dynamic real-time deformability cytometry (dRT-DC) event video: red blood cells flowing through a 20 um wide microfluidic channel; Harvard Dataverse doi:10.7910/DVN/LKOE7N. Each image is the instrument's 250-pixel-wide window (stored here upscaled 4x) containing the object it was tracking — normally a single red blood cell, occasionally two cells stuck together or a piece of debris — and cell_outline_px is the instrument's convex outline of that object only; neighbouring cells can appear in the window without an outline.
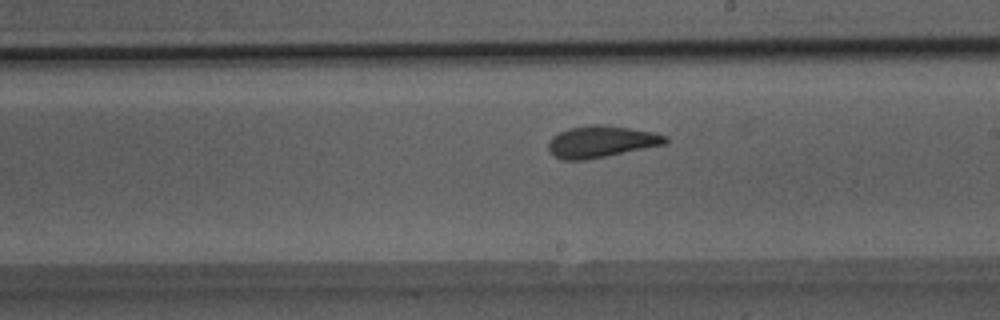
{"species": "Egyptian fruit bat (a non-hibernating species)", "species_latin": "Rousettus aegyptiacus", "temperature_condition": "room temperature", "stored_images_in_passage": 29, "camera_frame_rate_fps": 3000, "um_per_image_px": 0.085, "animal": {"sex": "male"}, "frame": {"image": 1, "passage_image": 13, "time_ms": 4.0, "image_size_px": [1000, 320], "cell_outline_px": [[668, 140], [664, 144], [588, 160], [560, 160], [548, 148], [548, 140], [552, 136], [568, 128], [592, 124], [604, 124], [656, 132], [668, 136]], "centroid_in_image_um": [51.1, 12.03], "position_along_channel_um": 237.9, "area_um2": 21.73}}
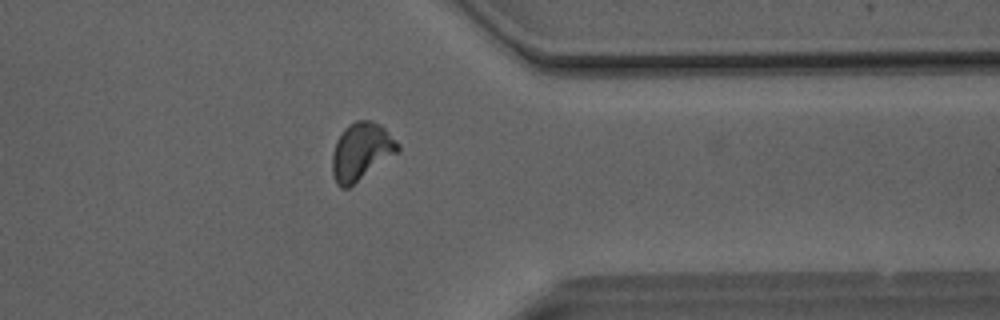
{"frame": {"image": 2, "passage_image": 24, "time_ms": 7.667, "image_size_px": [1000, 320], "cell_outline_px": [[400, 152], [348, 188], [340, 188], [336, 184], [332, 172], [332, 152], [336, 140], [344, 128], [348, 124], [356, 120], [372, 120], [380, 124], [400, 144]], "centroid_in_image_um": [30.71, 12.87], "position_along_channel_um": 380.7, "area_um2": 22.31}, "authors_computed_cell_mechanics": {"area_um2": 21.2126, "velocity_mm_per_s": 4.0961, "shape_relaxation_time_tau1_ms": null, "shape_relaxation_time_tau2_ms": 1.1749, "deformation_change_tau1": null, "deformation_change_tau2": 0.0577}}